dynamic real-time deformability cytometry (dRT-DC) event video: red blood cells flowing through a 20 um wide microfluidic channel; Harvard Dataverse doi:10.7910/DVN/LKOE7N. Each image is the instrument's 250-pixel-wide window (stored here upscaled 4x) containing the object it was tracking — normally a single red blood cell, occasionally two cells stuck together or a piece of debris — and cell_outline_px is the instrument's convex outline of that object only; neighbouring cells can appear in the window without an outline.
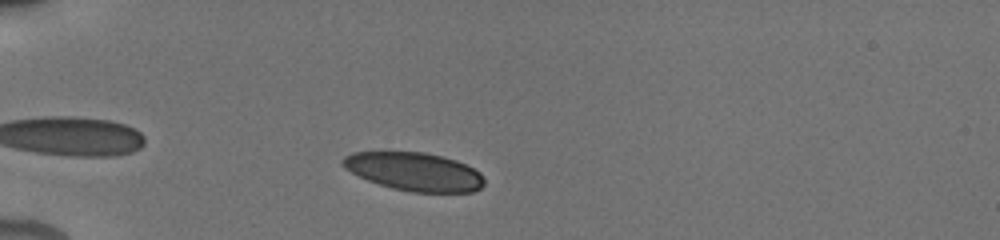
{"species": "human", "species_latin": "Homo sapiens", "temperature_condition": "cold", "stored_images_in_passage": 47, "camera_frame_rate_fps": 3000, "um_per_image_px": 0.085, "donor": {"sex": "male"}, "frame": {"image": 1, "passage_image": 6, "time_ms": 1.333, "image_size_px": [1000, 240], "cell_outline_px": [[484, 184], [480, 188], [472, 192], [412, 192], [392, 188], [368, 180], [344, 168], [340, 160], [344, 156], [352, 152], [424, 152], [456, 160], [480, 172], [484, 176]], "centroid_in_image_um": [35.21, 14.59], "position_along_channel_um": 49.8, "area_um2": 31.44}}
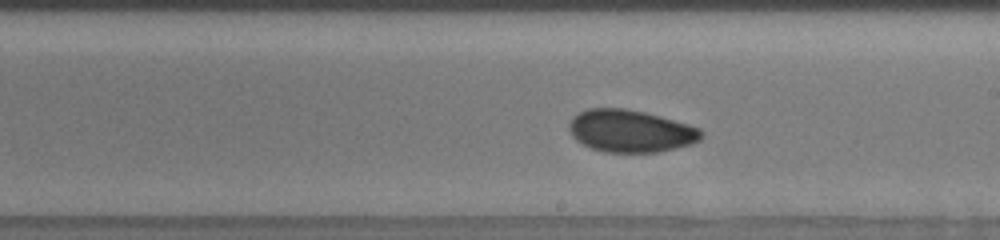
{"frame": {"image": 2, "passage_image": 26, "time_ms": 7.0, "image_size_px": [1000, 240], "cell_outline_px": [[704, 136], [700, 140], [692, 144], [656, 152], [604, 152], [592, 148], [576, 140], [572, 136], [568, 128], [568, 124], [572, 116], [588, 108], [624, 108], [644, 112], [660, 116], [688, 124], [700, 128], [704, 132]], "centroid_in_image_um": [53.6, 11.13], "position_along_channel_um": 235.4, "area_um2": 32.71}}
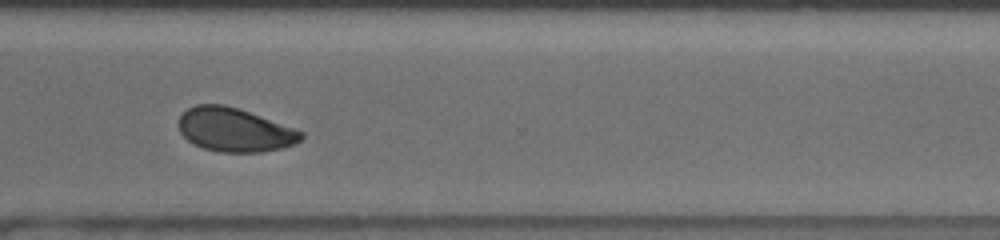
{"frame": {"image": 3, "passage_image": 37, "time_ms": 10.0, "image_size_px": [1000, 240], "cell_outline_px": [[304, 136], [300, 140], [284, 148], [260, 152], [220, 152], [204, 148], [192, 144], [180, 132], [180, 116], [188, 108], [196, 104], [224, 104], [260, 116], [304, 132]], "centroid_in_image_um": [19.93, 11.04], "position_along_channel_um": 350.7, "area_um2": 30.87}, "authors_computed_cell_mechanics": {"area_um2": 31.8478, "velocity_mm_per_s": 3.835, "shape_relaxation_time_tau1_ms": 8.3218, "shape_relaxation_time_tau2_ms": 1.4499, "deformation_change_tau1": 0.137, "deformation_change_tau2": 0.0516}}